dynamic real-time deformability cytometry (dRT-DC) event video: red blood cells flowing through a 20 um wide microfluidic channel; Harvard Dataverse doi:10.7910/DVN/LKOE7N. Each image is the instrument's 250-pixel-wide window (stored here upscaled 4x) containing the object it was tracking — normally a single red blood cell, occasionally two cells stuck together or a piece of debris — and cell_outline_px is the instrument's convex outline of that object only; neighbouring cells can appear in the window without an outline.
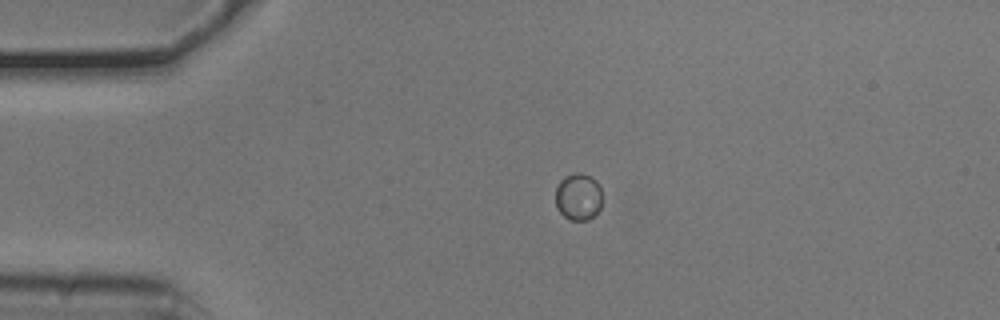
{"species": "common noctule bat (a hibernating species)", "species_latin": "Nyctalus noctula", "temperature_condition": "cold", "stored_images_in_passage": 11, "camera_frame_rate_fps": 3000, "um_per_image_px": 0.085, "animal": {"sex": "male", "body_mass_g": 20.5, "forearm_length_mm": 52.5}, "frame": {"image": 1, "passage_image": 1, "time_ms": 0.0, "image_size_px": [1000, 320], "cell_outline_px": [[604, 196], [600, 208], [588, 220], [572, 220], [564, 216], [556, 208], [556, 188], [560, 180], [564, 176], [576, 172], [580, 172], [592, 176], [600, 184]], "centroid_in_image_um": [49.19, 16.69], "position_along_channel_um": 35.8, "area_um2": 13.18}}
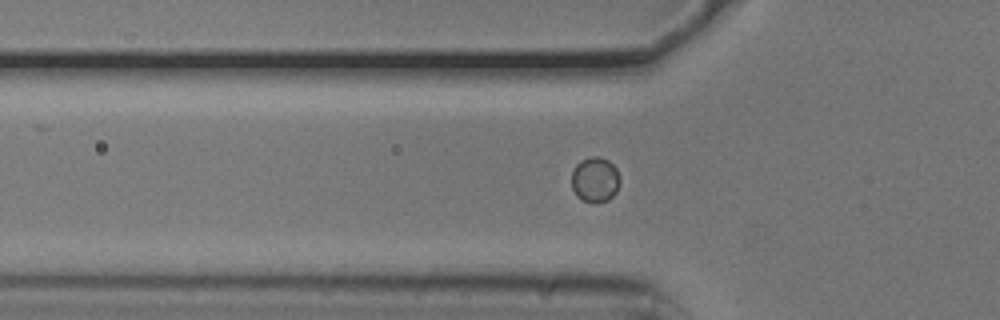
{"frame": {"image": 2, "passage_image": 7, "time_ms": 2.0, "image_size_px": [1000, 320], "cell_outline_px": [[620, 180], [616, 192], [608, 200], [596, 204], [584, 200], [576, 196], [572, 188], [572, 172], [576, 164], [580, 160], [592, 156], [600, 156], [608, 160], [616, 168]], "centroid_in_image_um": [50.57, 15.27], "position_along_channel_um": 75.2, "area_um2": 12.83}}